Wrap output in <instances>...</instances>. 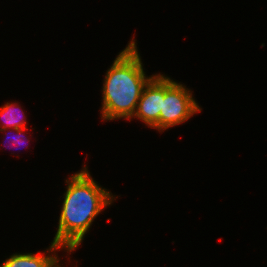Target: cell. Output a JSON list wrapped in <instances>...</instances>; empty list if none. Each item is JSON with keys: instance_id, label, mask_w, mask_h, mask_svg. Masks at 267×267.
<instances>
[{"instance_id": "3957f363", "label": "cell", "mask_w": 267, "mask_h": 267, "mask_svg": "<svg viewBox=\"0 0 267 267\" xmlns=\"http://www.w3.org/2000/svg\"><path fill=\"white\" fill-rule=\"evenodd\" d=\"M201 111L202 108L193 96V91L164 74V99L159 117L160 134L169 128L184 124Z\"/></svg>"}, {"instance_id": "7a4b0ae2", "label": "cell", "mask_w": 267, "mask_h": 267, "mask_svg": "<svg viewBox=\"0 0 267 267\" xmlns=\"http://www.w3.org/2000/svg\"><path fill=\"white\" fill-rule=\"evenodd\" d=\"M134 38L131 37L105 72L99 110L103 122L119 119L129 121L136 111L144 87L156 75L146 74Z\"/></svg>"}, {"instance_id": "277c9868", "label": "cell", "mask_w": 267, "mask_h": 267, "mask_svg": "<svg viewBox=\"0 0 267 267\" xmlns=\"http://www.w3.org/2000/svg\"><path fill=\"white\" fill-rule=\"evenodd\" d=\"M164 99V74L156 75L144 87L141 97L137 103L136 111L132 119L140 120L145 126L159 132V117Z\"/></svg>"}, {"instance_id": "8992f818", "label": "cell", "mask_w": 267, "mask_h": 267, "mask_svg": "<svg viewBox=\"0 0 267 267\" xmlns=\"http://www.w3.org/2000/svg\"><path fill=\"white\" fill-rule=\"evenodd\" d=\"M22 108L17 101L5 102L0 107V130L27 127V116Z\"/></svg>"}, {"instance_id": "5b68a950", "label": "cell", "mask_w": 267, "mask_h": 267, "mask_svg": "<svg viewBox=\"0 0 267 267\" xmlns=\"http://www.w3.org/2000/svg\"><path fill=\"white\" fill-rule=\"evenodd\" d=\"M50 243L46 250L36 253H13L0 263V267H63L58 252L63 251L64 253L65 251L59 245Z\"/></svg>"}, {"instance_id": "6da1fadb", "label": "cell", "mask_w": 267, "mask_h": 267, "mask_svg": "<svg viewBox=\"0 0 267 267\" xmlns=\"http://www.w3.org/2000/svg\"><path fill=\"white\" fill-rule=\"evenodd\" d=\"M86 165L65 179L67 186L52 240L65 251L66 259L83 243L94 220L120 197L98 184Z\"/></svg>"}, {"instance_id": "52a82bcc", "label": "cell", "mask_w": 267, "mask_h": 267, "mask_svg": "<svg viewBox=\"0 0 267 267\" xmlns=\"http://www.w3.org/2000/svg\"><path fill=\"white\" fill-rule=\"evenodd\" d=\"M27 129H28V127H25V128H19V129H2V130H0V133H3V138L5 137L4 136V133L6 132L7 134L6 135H10L11 136V134H8V133H14V132H16L15 134L16 135H14V136H9V139H7V144H8V141H10L9 143H11L12 145H10V144H8L7 145V147L9 146L10 148H12V146H13V148H18V147H20V146H25V147H27L28 148V144H26V142L28 143V142H30L31 141V139L29 138V137H27V135L28 134H25V132L27 131ZM11 130V131H10ZM8 131H10V132H8ZM25 144V145H24ZM4 146H5V144L3 145V146H1V144H0V147H3L4 148ZM8 147V148H9Z\"/></svg>"}]
</instances>
